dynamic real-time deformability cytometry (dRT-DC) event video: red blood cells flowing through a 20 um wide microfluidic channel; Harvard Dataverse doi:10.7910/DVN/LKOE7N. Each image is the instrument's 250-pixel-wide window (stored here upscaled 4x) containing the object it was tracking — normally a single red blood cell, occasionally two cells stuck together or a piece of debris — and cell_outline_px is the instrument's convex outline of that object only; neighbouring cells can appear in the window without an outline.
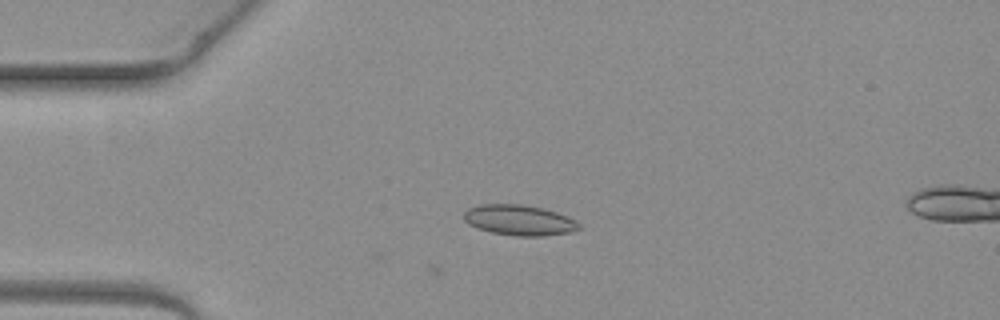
{"species": "common noctule bat (a hibernating species)", "species_latin": "Nyctalus noctula", "temperature_condition": "warm", "stored_images_in_passage": 4, "camera_frame_rate_fps": 3000, "um_per_image_px": 0.085, "animal": {"sex": "female", "body_mass_g": 19.3, "forearm_length_mm": 54.1}, "frame": {"image": 1, "passage_image": 4, "time_ms": 1.0, "image_size_px": [1000, 320], "cell_outline_px": [[580, 228], [572, 232], [544, 236], [516, 236], [492, 232], [468, 224], [464, 220], [464, 212], [468, 208], [480, 204], [520, 204], [544, 208], [568, 216], [576, 220], [580, 224]], "centroid_in_image_um": [44.16, 18.71], "position_along_channel_um": 40.8, "area_um2": 20.52}}